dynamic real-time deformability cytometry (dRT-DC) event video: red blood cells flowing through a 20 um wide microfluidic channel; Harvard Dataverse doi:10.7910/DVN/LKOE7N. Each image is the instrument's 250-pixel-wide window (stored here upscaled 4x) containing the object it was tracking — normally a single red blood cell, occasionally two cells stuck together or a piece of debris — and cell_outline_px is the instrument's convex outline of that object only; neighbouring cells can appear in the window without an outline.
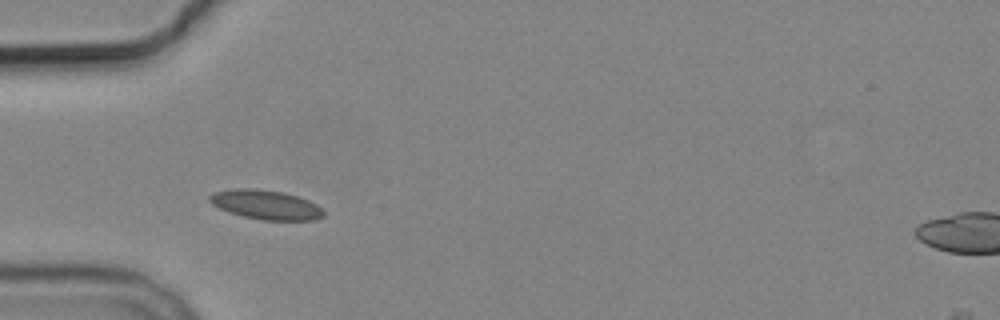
{"species": "common noctule bat (a hibernating species)", "species_latin": "Nyctalus noctula", "temperature_condition": "cold", "stored_images_in_passage": 4, "camera_frame_rate_fps": 3000, "um_per_image_px": 0.085, "animal": {"sex": "male", "body_mass_g": 19.2, "forearm_length_mm": 51.8}, "frame": {"image": 1, "passage_image": 2, "time_ms": 1.333, "image_size_px": [1000, 320], "cell_outline_px": [[324, 216], [316, 220], [264, 220], [244, 216], [228, 212], [212, 204], [208, 200], [208, 196], [216, 192], [232, 188], [252, 188], [280, 192], [296, 196], [308, 200], [316, 204], [324, 212]], "centroid_in_image_um": [22.58, 17.4], "position_along_channel_um": 62.4, "area_um2": 19.31}}
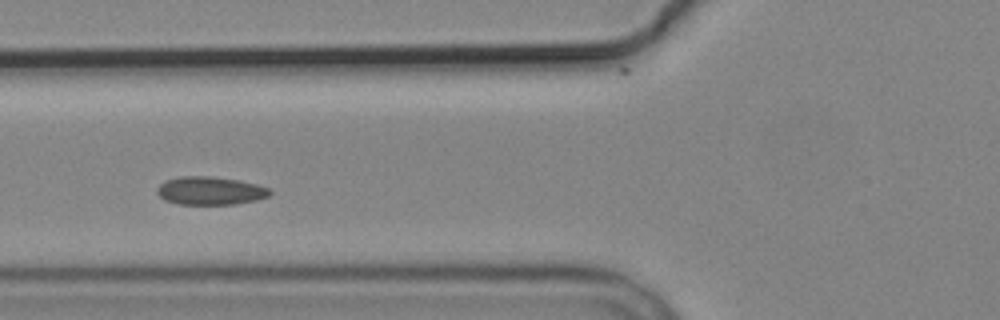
{"frame": {"image": 2, "passage_image": 3, "time_ms": 2.667, "image_size_px": [1000, 320], "cell_outline_px": [[272, 192], [268, 196], [256, 200], [236, 204], [176, 204], [164, 200], [156, 192], [156, 188], [160, 184], [168, 180], [180, 176], [208, 176], [240, 180], [256, 184], [268, 188]], "centroid_in_image_um": [17.85, 16.21], "position_along_channel_um": 107.9, "area_um2": 18.5}}